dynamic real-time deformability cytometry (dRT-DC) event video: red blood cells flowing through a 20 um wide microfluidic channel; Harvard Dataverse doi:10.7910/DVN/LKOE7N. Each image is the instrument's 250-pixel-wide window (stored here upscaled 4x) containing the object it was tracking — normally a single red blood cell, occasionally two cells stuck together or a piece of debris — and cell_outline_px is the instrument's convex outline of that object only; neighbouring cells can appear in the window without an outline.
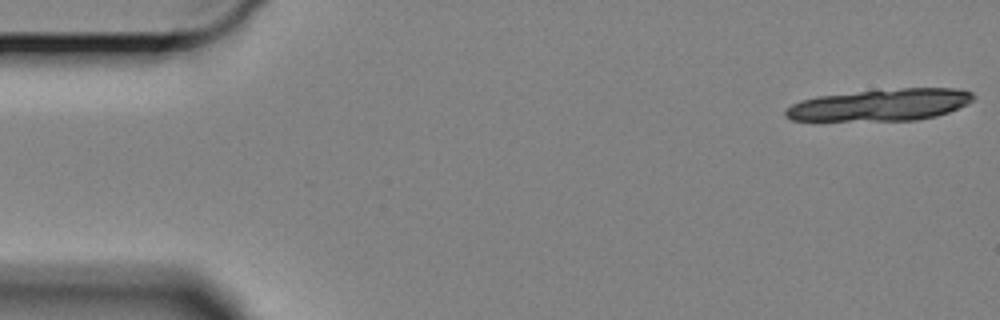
{"species": "Egyptian fruit bat (a non-hibernating species)", "species_latin": "Rousettus aegyptiacus", "temperature_condition": "cold", "stored_images_in_passage": 18, "camera_frame_rate_fps": 3000, "um_per_image_px": 0.085, "animal": {"sex": "female"}, "frame": {"image": 1, "passage_image": 1, "time_ms": 0.0, "image_size_px": [1000, 320], "cell_outline_px": [[976, 96], [968, 104], [948, 112], [936, 116], [916, 120], [792, 120], [784, 116], [784, 112], [792, 104], [800, 100], [816, 96], [904, 88], [952, 88], [972, 92]], "centroid_in_image_um": [74.86, 8.92], "position_along_channel_um": 10.1, "area_um2": 34.45}}